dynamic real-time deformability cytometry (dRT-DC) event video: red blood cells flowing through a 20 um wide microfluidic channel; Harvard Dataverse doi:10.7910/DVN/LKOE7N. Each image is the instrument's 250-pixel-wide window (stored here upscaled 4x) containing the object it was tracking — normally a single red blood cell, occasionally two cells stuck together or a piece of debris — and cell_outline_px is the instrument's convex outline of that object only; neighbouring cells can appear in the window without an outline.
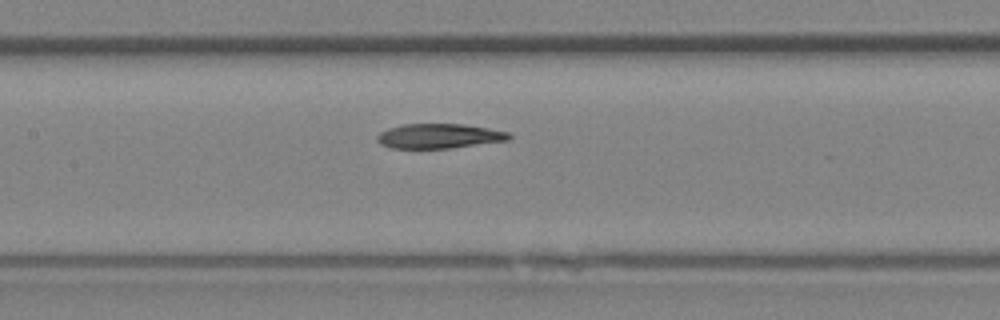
{"species": "Egyptian fruit bat (a non-hibernating species)", "species_latin": "Rousettus aegyptiacus", "temperature_condition": "room temperature", "stored_images_in_passage": 7, "segment_of_instrument_passage": [2, 2], "camera_frame_rate_fps": 3000, "um_per_image_px": 0.085, "animal": {"sex": "female"}, "frame": {"image": 1, "passage_image": 7, "time_ms": 2.0, "image_size_px": [1000, 320], "cell_outline_px": [[512, 136], [508, 140], [452, 148], [392, 148], [380, 144], [376, 140], [376, 136], [380, 132], [388, 128], [400, 124], [464, 124], [488, 128], [508, 132]], "centroid_in_image_um": [37.29, 11.56], "position_along_channel_um": 170.1, "area_um2": 19.02}}